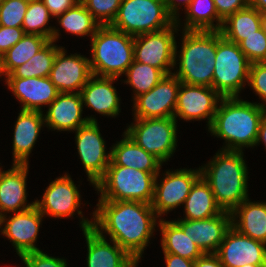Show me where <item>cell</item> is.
<instances>
[{"label": "cell", "instance_id": "1", "mask_svg": "<svg viewBox=\"0 0 266 267\" xmlns=\"http://www.w3.org/2000/svg\"><path fill=\"white\" fill-rule=\"evenodd\" d=\"M93 229L106 233L136 261L141 260L159 218L151 204L137 201L98 200ZM104 231V232H103Z\"/></svg>", "mask_w": 266, "mask_h": 267}, {"label": "cell", "instance_id": "2", "mask_svg": "<svg viewBox=\"0 0 266 267\" xmlns=\"http://www.w3.org/2000/svg\"><path fill=\"white\" fill-rule=\"evenodd\" d=\"M222 97L214 120L208 132L225 140L221 150L243 151L245 147H255L260 121L266 108L259 103Z\"/></svg>", "mask_w": 266, "mask_h": 267}, {"label": "cell", "instance_id": "3", "mask_svg": "<svg viewBox=\"0 0 266 267\" xmlns=\"http://www.w3.org/2000/svg\"><path fill=\"white\" fill-rule=\"evenodd\" d=\"M243 151L219 150L201 176L209 184L222 211L233 212L248 196V169Z\"/></svg>", "mask_w": 266, "mask_h": 267}, {"label": "cell", "instance_id": "4", "mask_svg": "<svg viewBox=\"0 0 266 267\" xmlns=\"http://www.w3.org/2000/svg\"><path fill=\"white\" fill-rule=\"evenodd\" d=\"M222 37L220 31L183 30L179 55L175 46L174 64L179 68L173 74L184 84L212 87L217 42Z\"/></svg>", "mask_w": 266, "mask_h": 267}, {"label": "cell", "instance_id": "5", "mask_svg": "<svg viewBox=\"0 0 266 267\" xmlns=\"http://www.w3.org/2000/svg\"><path fill=\"white\" fill-rule=\"evenodd\" d=\"M90 43L93 75L119 78L134 60V36L111 25H100Z\"/></svg>", "mask_w": 266, "mask_h": 267}, {"label": "cell", "instance_id": "6", "mask_svg": "<svg viewBox=\"0 0 266 267\" xmlns=\"http://www.w3.org/2000/svg\"><path fill=\"white\" fill-rule=\"evenodd\" d=\"M124 166H108L94 188L100 193L99 200L137 201L151 204L154 197L155 176Z\"/></svg>", "mask_w": 266, "mask_h": 267}, {"label": "cell", "instance_id": "7", "mask_svg": "<svg viewBox=\"0 0 266 267\" xmlns=\"http://www.w3.org/2000/svg\"><path fill=\"white\" fill-rule=\"evenodd\" d=\"M174 22L163 0H122L111 26L128 35L137 36L164 30Z\"/></svg>", "mask_w": 266, "mask_h": 267}, {"label": "cell", "instance_id": "8", "mask_svg": "<svg viewBox=\"0 0 266 267\" xmlns=\"http://www.w3.org/2000/svg\"><path fill=\"white\" fill-rule=\"evenodd\" d=\"M250 65L239 45L222 37L217 42L212 87L222 97H239L248 83Z\"/></svg>", "mask_w": 266, "mask_h": 267}, {"label": "cell", "instance_id": "9", "mask_svg": "<svg viewBox=\"0 0 266 267\" xmlns=\"http://www.w3.org/2000/svg\"><path fill=\"white\" fill-rule=\"evenodd\" d=\"M124 131L146 152L153 154L162 163L167 162L177 146V120L165 118H134Z\"/></svg>", "mask_w": 266, "mask_h": 267}, {"label": "cell", "instance_id": "10", "mask_svg": "<svg viewBox=\"0 0 266 267\" xmlns=\"http://www.w3.org/2000/svg\"><path fill=\"white\" fill-rule=\"evenodd\" d=\"M180 26V22L175 21L164 30L134 36V61L156 67L165 75L172 74L177 44L174 35Z\"/></svg>", "mask_w": 266, "mask_h": 267}, {"label": "cell", "instance_id": "11", "mask_svg": "<svg viewBox=\"0 0 266 267\" xmlns=\"http://www.w3.org/2000/svg\"><path fill=\"white\" fill-rule=\"evenodd\" d=\"M35 206L38 210L49 217L65 218L73 217L74 212L81 216L80 224L82 231L93 227V220L84 218L82 211L78 210L81 204V196L78 187L74 181L65 173L59 176L54 181L50 182L49 186L45 189L42 200H35Z\"/></svg>", "mask_w": 266, "mask_h": 267}, {"label": "cell", "instance_id": "12", "mask_svg": "<svg viewBox=\"0 0 266 267\" xmlns=\"http://www.w3.org/2000/svg\"><path fill=\"white\" fill-rule=\"evenodd\" d=\"M158 183L157 174L154 182V197L151 203L158 217L183 205L194 183L201 177V169H176L166 171Z\"/></svg>", "mask_w": 266, "mask_h": 267}, {"label": "cell", "instance_id": "13", "mask_svg": "<svg viewBox=\"0 0 266 267\" xmlns=\"http://www.w3.org/2000/svg\"><path fill=\"white\" fill-rule=\"evenodd\" d=\"M79 158L88 181L95 184L103 177L111 162V151L106 153V142L101 136L97 122H88L75 131Z\"/></svg>", "mask_w": 266, "mask_h": 267}, {"label": "cell", "instance_id": "14", "mask_svg": "<svg viewBox=\"0 0 266 267\" xmlns=\"http://www.w3.org/2000/svg\"><path fill=\"white\" fill-rule=\"evenodd\" d=\"M180 85L173 73L165 75L151 90L133 98L134 118L174 117Z\"/></svg>", "mask_w": 266, "mask_h": 267}, {"label": "cell", "instance_id": "15", "mask_svg": "<svg viewBox=\"0 0 266 267\" xmlns=\"http://www.w3.org/2000/svg\"><path fill=\"white\" fill-rule=\"evenodd\" d=\"M222 96L213 88L199 85H188L181 82L177 94L174 118L202 120L207 118L208 128L211 126Z\"/></svg>", "mask_w": 266, "mask_h": 267}, {"label": "cell", "instance_id": "16", "mask_svg": "<svg viewBox=\"0 0 266 267\" xmlns=\"http://www.w3.org/2000/svg\"><path fill=\"white\" fill-rule=\"evenodd\" d=\"M12 215L9 218L7 214L0 217L1 234L12 242L19 257L28 252L39 251L35 243L43 221V214L34 205L28 210L15 212Z\"/></svg>", "mask_w": 266, "mask_h": 267}, {"label": "cell", "instance_id": "17", "mask_svg": "<svg viewBox=\"0 0 266 267\" xmlns=\"http://www.w3.org/2000/svg\"><path fill=\"white\" fill-rule=\"evenodd\" d=\"M64 48L56 53L49 79L59 93H79L93 75L90 61L80 54L66 55Z\"/></svg>", "mask_w": 266, "mask_h": 267}, {"label": "cell", "instance_id": "18", "mask_svg": "<svg viewBox=\"0 0 266 267\" xmlns=\"http://www.w3.org/2000/svg\"><path fill=\"white\" fill-rule=\"evenodd\" d=\"M216 254L224 267L266 265V244L240 234L232 226L226 232Z\"/></svg>", "mask_w": 266, "mask_h": 267}, {"label": "cell", "instance_id": "19", "mask_svg": "<svg viewBox=\"0 0 266 267\" xmlns=\"http://www.w3.org/2000/svg\"><path fill=\"white\" fill-rule=\"evenodd\" d=\"M175 222L203 253H216L232 226V216L230 212L223 211L204 220L178 219Z\"/></svg>", "mask_w": 266, "mask_h": 267}, {"label": "cell", "instance_id": "20", "mask_svg": "<svg viewBox=\"0 0 266 267\" xmlns=\"http://www.w3.org/2000/svg\"><path fill=\"white\" fill-rule=\"evenodd\" d=\"M81 93H59L48 106L44 115L45 126L57 131H76L88 122H97L96 118L84 117Z\"/></svg>", "mask_w": 266, "mask_h": 267}, {"label": "cell", "instance_id": "21", "mask_svg": "<svg viewBox=\"0 0 266 267\" xmlns=\"http://www.w3.org/2000/svg\"><path fill=\"white\" fill-rule=\"evenodd\" d=\"M11 169L0 170V217L7 213L22 212L32 208L35 202H27L26 179L29 164L12 163Z\"/></svg>", "mask_w": 266, "mask_h": 267}, {"label": "cell", "instance_id": "22", "mask_svg": "<svg viewBox=\"0 0 266 267\" xmlns=\"http://www.w3.org/2000/svg\"><path fill=\"white\" fill-rule=\"evenodd\" d=\"M6 85L21 103V110L42 111L59 94L49 77H6Z\"/></svg>", "mask_w": 266, "mask_h": 267}, {"label": "cell", "instance_id": "23", "mask_svg": "<svg viewBox=\"0 0 266 267\" xmlns=\"http://www.w3.org/2000/svg\"><path fill=\"white\" fill-rule=\"evenodd\" d=\"M119 78L92 75L81 89L82 102L100 115L114 117L120 113V97L113 82Z\"/></svg>", "mask_w": 266, "mask_h": 267}, {"label": "cell", "instance_id": "24", "mask_svg": "<svg viewBox=\"0 0 266 267\" xmlns=\"http://www.w3.org/2000/svg\"><path fill=\"white\" fill-rule=\"evenodd\" d=\"M87 244V267H130L133 259L116 242H107L95 229L83 230Z\"/></svg>", "mask_w": 266, "mask_h": 267}, {"label": "cell", "instance_id": "25", "mask_svg": "<svg viewBox=\"0 0 266 267\" xmlns=\"http://www.w3.org/2000/svg\"><path fill=\"white\" fill-rule=\"evenodd\" d=\"M13 135V163L29 164L42 126H45L43 111L20 110Z\"/></svg>", "mask_w": 266, "mask_h": 267}, {"label": "cell", "instance_id": "26", "mask_svg": "<svg viewBox=\"0 0 266 267\" xmlns=\"http://www.w3.org/2000/svg\"><path fill=\"white\" fill-rule=\"evenodd\" d=\"M123 139L114 144L109 166H124L149 173H160L162 162L153 154L146 152L125 132Z\"/></svg>", "mask_w": 266, "mask_h": 267}, {"label": "cell", "instance_id": "27", "mask_svg": "<svg viewBox=\"0 0 266 267\" xmlns=\"http://www.w3.org/2000/svg\"><path fill=\"white\" fill-rule=\"evenodd\" d=\"M231 216L232 227L240 234L266 244V202H251L247 198Z\"/></svg>", "mask_w": 266, "mask_h": 267}, {"label": "cell", "instance_id": "28", "mask_svg": "<svg viewBox=\"0 0 266 267\" xmlns=\"http://www.w3.org/2000/svg\"><path fill=\"white\" fill-rule=\"evenodd\" d=\"M184 220H204L222 213L209 184L201 176L184 201Z\"/></svg>", "mask_w": 266, "mask_h": 267}, {"label": "cell", "instance_id": "29", "mask_svg": "<svg viewBox=\"0 0 266 267\" xmlns=\"http://www.w3.org/2000/svg\"><path fill=\"white\" fill-rule=\"evenodd\" d=\"M158 223L162 235L163 253H172L192 261L203 254L202 250L185 234L175 220L165 221L159 218Z\"/></svg>", "mask_w": 266, "mask_h": 267}, {"label": "cell", "instance_id": "30", "mask_svg": "<svg viewBox=\"0 0 266 267\" xmlns=\"http://www.w3.org/2000/svg\"><path fill=\"white\" fill-rule=\"evenodd\" d=\"M260 28L261 13L249 5L234 14L229 15L223 21L220 32L226 40L239 44L242 40L251 36Z\"/></svg>", "mask_w": 266, "mask_h": 267}, {"label": "cell", "instance_id": "31", "mask_svg": "<svg viewBox=\"0 0 266 267\" xmlns=\"http://www.w3.org/2000/svg\"><path fill=\"white\" fill-rule=\"evenodd\" d=\"M185 11L183 30L220 31L222 28L223 20L218 16L213 0H191Z\"/></svg>", "mask_w": 266, "mask_h": 267}, {"label": "cell", "instance_id": "32", "mask_svg": "<svg viewBox=\"0 0 266 267\" xmlns=\"http://www.w3.org/2000/svg\"><path fill=\"white\" fill-rule=\"evenodd\" d=\"M49 41L48 38L43 36L25 34L12 48L2 55V67L5 76L26 63Z\"/></svg>", "mask_w": 266, "mask_h": 267}, {"label": "cell", "instance_id": "33", "mask_svg": "<svg viewBox=\"0 0 266 267\" xmlns=\"http://www.w3.org/2000/svg\"><path fill=\"white\" fill-rule=\"evenodd\" d=\"M52 17L41 0H29L22 28L25 34L43 36L50 41L56 42L59 38L60 30L53 26H46Z\"/></svg>", "mask_w": 266, "mask_h": 267}, {"label": "cell", "instance_id": "34", "mask_svg": "<svg viewBox=\"0 0 266 267\" xmlns=\"http://www.w3.org/2000/svg\"><path fill=\"white\" fill-rule=\"evenodd\" d=\"M54 43V41H49L38 53L6 77H49L56 53L61 48Z\"/></svg>", "mask_w": 266, "mask_h": 267}, {"label": "cell", "instance_id": "35", "mask_svg": "<svg viewBox=\"0 0 266 267\" xmlns=\"http://www.w3.org/2000/svg\"><path fill=\"white\" fill-rule=\"evenodd\" d=\"M59 25L70 34L77 36H92L96 33L100 24L81 2L56 17Z\"/></svg>", "mask_w": 266, "mask_h": 267}, {"label": "cell", "instance_id": "36", "mask_svg": "<svg viewBox=\"0 0 266 267\" xmlns=\"http://www.w3.org/2000/svg\"><path fill=\"white\" fill-rule=\"evenodd\" d=\"M125 76L127 79H125L124 83L129 84L133 88L135 93L133 97L135 98L155 87L165 74L156 67L133 60Z\"/></svg>", "mask_w": 266, "mask_h": 267}, {"label": "cell", "instance_id": "37", "mask_svg": "<svg viewBox=\"0 0 266 267\" xmlns=\"http://www.w3.org/2000/svg\"><path fill=\"white\" fill-rule=\"evenodd\" d=\"M122 0H80L100 25H111Z\"/></svg>", "mask_w": 266, "mask_h": 267}, {"label": "cell", "instance_id": "38", "mask_svg": "<svg viewBox=\"0 0 266 267\" xmlns=\"http://www.w3.org/2000/svg\"><path fill=\"white\" fill-rule=\"evenodd\" d=\"M29 0H0V25L22 27Z\"/></svg>", "mask_w": 266, "mask_h": 267}, {"label": "cell", "instance_id": "39", "mask_svg": "<svg viewBox=\"0 0 266 267\" xmlns=\"http://www.w3.org/2000/svg\"><path fill=\"white\" fill-rule=\"evenodd\" d=\"M238 45L251 64L266 62V33L262 27Z\"/></svg>", "mask_w": 266, "mask_h": 267}, {"label": "cell", "instance_id": "40", "mask_svg": "<svg viewBox=\"0 0 266 267\" xmlns=\"http://www.w3.org/2000/svg\"><path fill=\"white\" fill-rule=\"evenodd\" d=\"M248 86L263 101L259 105L266 108V62L252 63L250 65Z\"/></svg>", "mask_w": 266, "mask_h": 267}, {"label": "cell", "instance_id": "41", "mask_svg": "<svg viewBox=\"0 0 266 267\" xmlns=\"http://www.w3.org/2000/svg\"><path fill=\"white\" fill-rule=\"evenodd\" d=\"M20 259L27 267H67L65 259L49 256L42 250L23 254Z\"/></svg>", "mask_w": 266, "mask_h": 267}, {"label": "cell", "instance_id": "42", "mask_svg": "<svg viewBox=\"0 0 266 267\" xmlns=\"http://www.w3.org/2000/svg\"><path fill=\"white\" fill-rule=\"evenodd\" d=\"M24 35L25 32L22 27H5L0 25V55L5 54Z\"/></svg>", "mask_w": 266, "mask_h": 267}, {"label": "cell", "instance_id": "43", "mask_svg": "<svg viewBox=\"0 0 266 267\" xmlns=\"http://www.w3.org/2000/svg\"><path fill=\"white\" fill-rule=\"evenodd\" d=\"M218 16L224 21L229 15L250 5V0H213Z\"/></svg>", "mask_w": 266, "mask_h": 267}, {"label": "cell", "instance_id": "44", "mask_svg": "<svg viewBox=\"0 0 266 267\" xmlns=\"http://www.w3.org/2000/svg\"><path fill=\"white\" fill-rule=\"evenodd\" d=\"M48 8L53 18L63 14L68 9L75 6L80 0H41Z\"/></svg>", "mask_w": 266, "mask_h": 267}, {"label": "cell", "instance_id": "45", "mask_svg": "<svg viewBox=\"0 0 266 267\" xmlns=\"http://www.w3.org/2000/svg\"><path fill=\"white\" fill-rule=\"evenodd\" d=\"M194 267H224L216 253H203L194 262Z\"/></svg>", "mask_w": 266, "mask_h": 267}, {"label": "cell", "instance_id": "46", "mask_svg": "<svg viewBox=\"0 0 266 267\" xmlns=\"http://www.w3.org/2000/svg\"><path fill=\"white\" fill-rule=\"evenodd\" d=\"M168 14L175 20L179 19V9L184 5L185 10L189 7L191 0H163ZM182 2V3H181ZM181 4V5H180ZM180 6V7H179Z\"/></svg>", "mask_w": 266, "mask_h": 267}, {"label": "cell", "instance_id": "47", "mask_svg": "<svg viewBox=\"0 0 266 267\" xmlns=\"http://www.w3.org/2000/svg\"><path fill=\"white\" fill-rule=\"evenodd\" d=\"M163 254L166 262V267H194L195 261L183 258L172 253Z\"/></svg>", "mask_w": 266, "mask_h": 267}, {"label": "cell", "instance_id": "48", "mask_svg": "<svg viewBox=\"0 0 266 267\" xmlns=\"http://www.w3.org/2000/svg\"><path fill=\"white\" fill-rule=\"evenodd\" d=\"M260 142L264 143V146L266 147V112L264 113L259 124V130H258V135H257V139L255 142V146L260 144Z\"/></svg>", "mask_w": 266, "mask_h": 267}, {"label": "cell", "instance_id": "49", "mask_svg": "<svg viewBox=\"0 0 266 267\" xmlns=\"http://www.w3.org/2000/svg\"><path fill=\"white\" fill-rule=\"evenodd\" d=\"M250 6L257 9L260 13L266 12V0H250Z\"/></svg>", "mask_w": 266, "mask_h": 267}, {"label": "cell", "instance_id": "50", "mask_svg": "<svg viewBox=\"0 0 266 267\" xmlns=\"http://www.w3.org/2000/svg\"><path fill=\"white\" fill-rule=\"evenodd\" d=\"M261 27L263 31L266 33V12L261 13Z\"/></svg>", "mask_w": 266, "mask_h": 267}, {"label": "cell", "instance_id": "51", "mask_svg": "<svg viewBox=\"0 0 266 267\" xmlns=\"http://www.w3.org/2000/svg\"><path fill=\"white\" fill-rule=\"evenodd\" d=\"M2 75L4 76L5 74H4L3 67H2V56L0 55V78Z\"/></svg>", "mask_w": 266, "mask_h": 267}, {"label": "cell", "instance_id": "52", "mask_svg": "<svg viewBox=\"0 0 266 267\" xmlns=\"http://www.w3.org/2000/svg\"><path fill=\"white\" fill-rule=\"evenodd\" d=\"M242 267H266V265H252V264H245Z\"/></svg>", "mask_w": 266, "mask_h": 267}, {"label": "cell", "instance_id": "53", "mask_svg": "<svg viewBox=\"0 0 266 267\" xmlns=\"http://www.w3.org/2000/svg\"><path fill=\"white\" fill-rule=\"evenodd\" d=\"M138 263H139V261H135L130 267H137L138 266L137 265Z\"/></svg>", "mask_w": 266, "mask_h": 267}]
</instances>
